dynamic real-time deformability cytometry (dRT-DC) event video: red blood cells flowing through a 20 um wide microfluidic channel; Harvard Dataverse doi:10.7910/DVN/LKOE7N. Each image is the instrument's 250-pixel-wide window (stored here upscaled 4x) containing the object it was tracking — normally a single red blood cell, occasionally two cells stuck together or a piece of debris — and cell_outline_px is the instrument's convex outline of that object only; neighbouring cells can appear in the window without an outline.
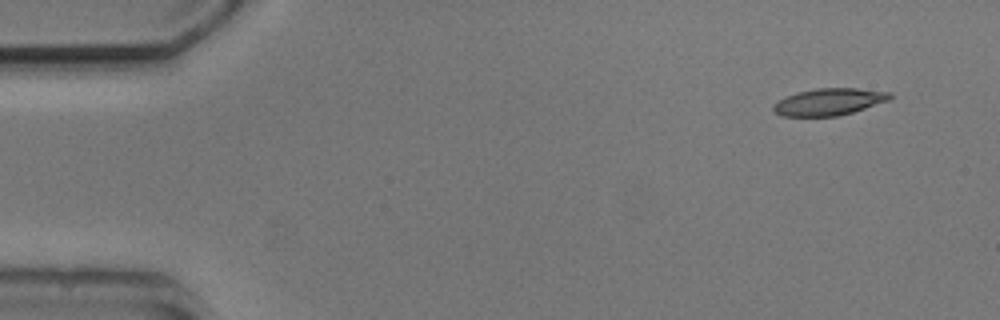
{"species": "common noctule bat (a hibernating species)", "species_latin": "Nyctalus noctula", "temperature_condition": "cold", "stored_images_in_passage": 4, "camera_frame_rate_fps": 3000, "um_per_image_px": 0.085, "animal": {"sex": "male", "body_mass_g": 20.5, "forearm_length_mm": 52.5}, "frame": {"image": 1, "passage_image": 1, "time_ms": 0.0, "image_size_px": [1000, 320], "cell_outline_px": [[892, 96], [888, 100], [852, 112], [836, 116], [784, 116], [776, 112], [772, 108], [772, 104], [796, 92], [816, 88], [856, 88], [892, 92]], "centroid_in_image_um": [70.46, 8.64], "position_along_channel_um": 14.5, "area_um2": 18.09}}